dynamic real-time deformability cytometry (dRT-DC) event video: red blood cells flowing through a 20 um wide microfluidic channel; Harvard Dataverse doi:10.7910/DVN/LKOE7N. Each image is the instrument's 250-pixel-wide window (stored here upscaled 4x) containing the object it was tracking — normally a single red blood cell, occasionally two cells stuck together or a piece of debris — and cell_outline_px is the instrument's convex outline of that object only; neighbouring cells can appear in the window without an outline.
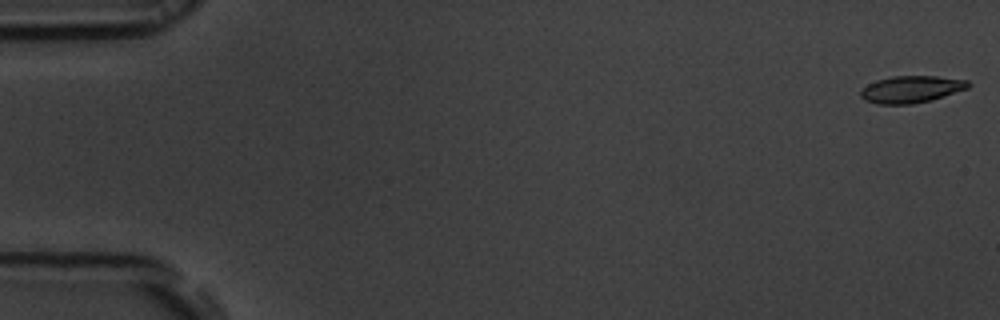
{"species": "common noctule bat (a hibernating species)", "species_latin": "Nyctalus noctula", "temperature_condition": "room temperature", "stored_images_in_passage": 55, "camera_frame_rate_fps": 3000, "um_per_image_px": 0.085, "animal": {"sex": "male", "body_mass_g": 19.5, "forearm_length_mm": 54.6}, "frame": {"image": 1, "passage_image": 1, "time_ms": 0.0, "image_size_px": [1000, 320], "cell_outline_px": [[972, 84], [968, 88], [932, 100], [912, 104], [876, 104], [864, 100], [860, 96], [860, 92], [868, 84], [876, 80], [892, 76], [936, 76], [968, 80]], "centroid_in_image_um": [77.46, 7.59], "position_along_channel_um": 7.5, "area_um2": 16.99}}
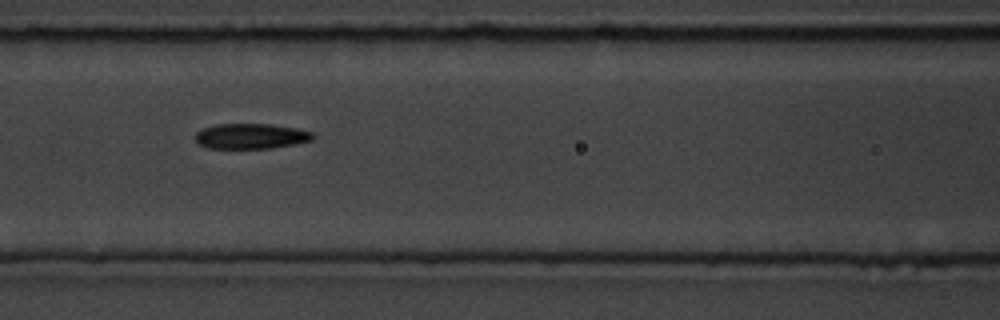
{"frame": {"image": 2, "passage_image": 24, "time_ms": 7.667, "image_size_px": [1000, 320], "cell_outline_px": [[316, 136], [312, 140], [272, 148], [208, 148], [200, 144], [196, 140], [196, 132], [204, 128], [216, 124], [272, 124], [296, 128], [312, 132]], "centroid_in_image_um": [21.35, 11.57], "position_along_channel_um": 145.3, "area_um2": 17.22}}
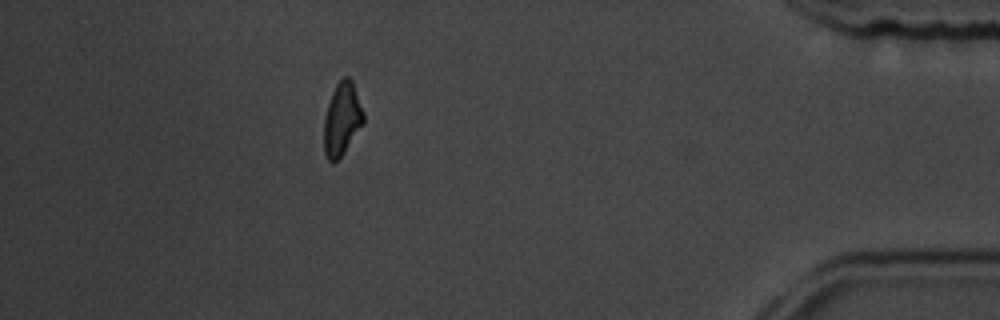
{"frame": {"image": 3, "passage_image": 49, "time_ms": 16.0, "image_size_px": [1000, 320], "cell_outline_px": [[364, 124], [344, 152], [332, 164], [328, 160], [324, 152], [324, 120], [328, 104], [332, 92], [336, 84], [344, 76], [348, 76], [352, 80], [364, 112]], "centroid_in_image_um": [29.08, 10.12], "position_along_channel_um": 406.1, "area_um2": 16.82}, "authors_computed_cell_mechanics": {"area_um2": 17.4556, "velocity_mm_per_s": 3.7251, "shape_relaxation_time_tau1_ms": 3.6882, "shape_relaxation_time_tau2_ms": 3.558, "deformation_change_tau1": 0.1422, "deformation_change_tau2": 0.0926}}